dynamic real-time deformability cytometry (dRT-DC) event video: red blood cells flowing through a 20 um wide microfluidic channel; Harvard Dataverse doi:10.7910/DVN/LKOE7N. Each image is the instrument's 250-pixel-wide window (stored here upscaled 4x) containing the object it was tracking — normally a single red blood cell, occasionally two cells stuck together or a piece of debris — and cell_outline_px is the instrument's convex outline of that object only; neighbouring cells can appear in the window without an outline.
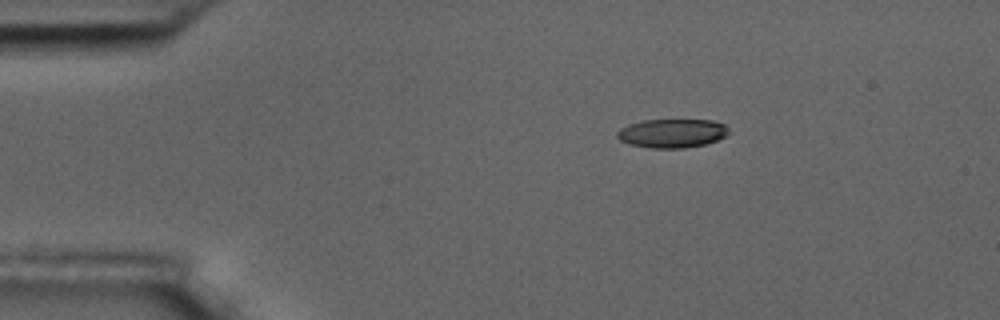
{"species": "common noctule bat (a hibernating species)", "species_latin": "Nyctalus noctula", "temperature_condition": "room temperature", "stored_images_in_passage": 3, "camera_frame_rate_fps": 3000, "um_per_image_px": 0.085, "animal": {"sex": "male", "body_mass_g": 17.5, "forearm_length_mm": 52.3}, "frame": {"image": 1, "passage_image": 1, "time_ms": 0.0, "image_size_px": [1000, 320], "cell_outline_px": [[728, 132], [724, 136], [716, 140], [704, 144], [684, 148], [652, 148], [628, 144], [620, 140], [616, 136], [616, 132], [620, 128], [628, 124], [640, 120], [712, 120], [724, 124], [728, 128]], "centroid_in_image_um": [57.07, 11.32], "position_along_channel_um": 27.9, "area_um2": 18.73}}